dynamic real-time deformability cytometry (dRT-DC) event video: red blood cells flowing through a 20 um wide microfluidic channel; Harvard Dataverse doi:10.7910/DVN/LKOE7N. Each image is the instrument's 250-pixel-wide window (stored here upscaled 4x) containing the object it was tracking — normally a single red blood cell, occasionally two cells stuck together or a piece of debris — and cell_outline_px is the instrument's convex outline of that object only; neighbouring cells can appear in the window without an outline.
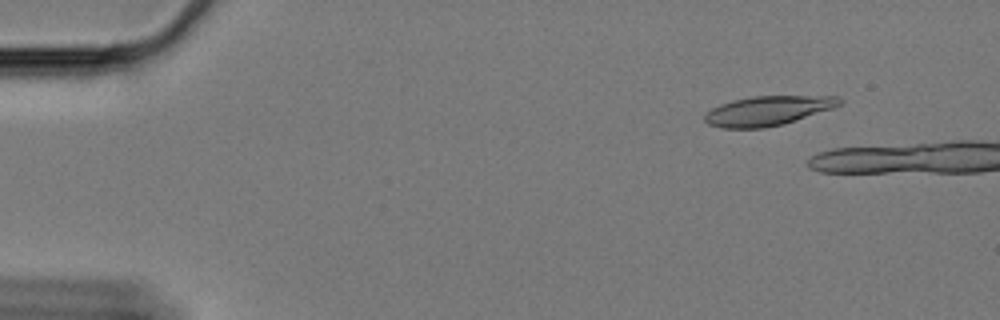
{"species": "Egyptian fruit bat (a non-hibernating species)", "species_latin": "Rousettus aegyptiacus", "temperature_condition": "cold", "stored_images_in_passage": 15, "camera_frame_rate_fps": 3000, "um_per_image_px": 0.085, "animal": {"sex": "female"}, "frame": {"image": 1, "passage_image": 3, "time_ms": 0.667, "image_size_px": [1000, 320], "cell_outline_px": [[840, 104], [832, 108], [784, 124], [764, 128], [724, 128], [708, 124], [704, 120], [704, 116], [712, 108], [720, 104], [732, 100], [752, 96], [836, 96], [840, 100]], "centroid_in_image_um": [65.22, 9.41], "position_along_channel_um": 19.8, "area_um2": 22.95}}
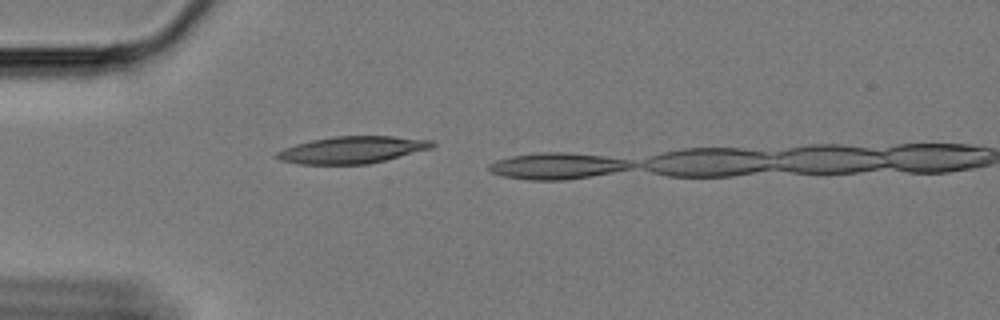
{"frame": {"image": 2, "passage_image": 14, "time_ms": 4.333, "image_size_px": [1000, 320], "cell_outline_px": [[436, 144], [432, 148], [368, 164], [300, 164], [280, 160], [272, 156], [276, 152], [284, 148], [296, 144], [312, 140], [332, 136], [392, 136], [432, 140]], "centroid_in_image_um": [29.91, 12.73], "position_along_channel_um": 55.1, "area_um2": 24.39}}